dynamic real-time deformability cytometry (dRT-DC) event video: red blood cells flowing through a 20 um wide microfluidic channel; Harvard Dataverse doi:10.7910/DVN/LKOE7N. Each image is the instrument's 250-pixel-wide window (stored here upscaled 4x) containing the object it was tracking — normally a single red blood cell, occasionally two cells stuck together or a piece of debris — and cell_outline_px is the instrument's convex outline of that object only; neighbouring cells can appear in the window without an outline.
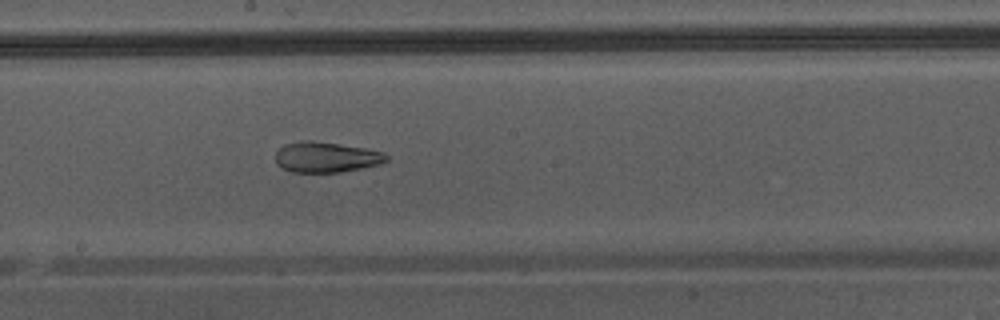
{"species": "Egyptian fruit bat (a non-hibernating species)", "species_latin": "Rousettus aegyptiacus", "temperature_condition": "warm", "stored_images_in_passage": 47, "camera_frame_rate_fps": 3000, "um_per_image_px": 0.085, "animal": {"sex": "male"}, "frame": {"image": 1, "passage_image": 27, "time_ms": 8.667, "image_size_px": [1000, 320], "cell_outline_px": [[388, 160], [380, 164], [340, 172], [292, 172], [276, 164], [276, 152], [284, 144], [300, 140], [312, 140], [340, 144], [364, 148], [384, 152], [388, 156]], "centroid_in_image_um": [27.71, 13.34], "position_along_channel_um": 220.5, "area_um2": 19.71}}